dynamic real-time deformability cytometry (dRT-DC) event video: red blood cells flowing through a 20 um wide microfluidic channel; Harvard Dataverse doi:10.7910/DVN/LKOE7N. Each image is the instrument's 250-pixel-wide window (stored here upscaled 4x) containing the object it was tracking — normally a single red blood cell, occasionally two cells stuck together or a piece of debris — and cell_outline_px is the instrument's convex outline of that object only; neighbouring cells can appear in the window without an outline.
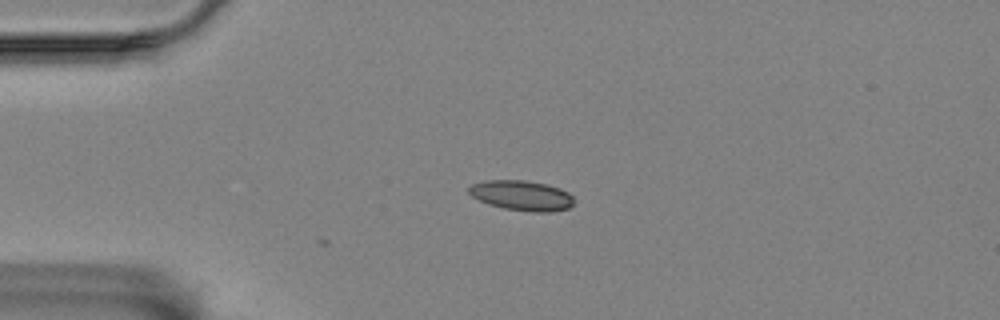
{"species": "Egyptian fruit bat (a non-hibernating species)", "species_latin": "Rousettus aegyptiacus", "temperature_condition": "room temperature", "stored_images_in_passage": 25, "camera_frame_rate_fps": 3000, "um_per_image_px": 0.085, "animal": {"sex": "female"}, "frame": {"image": 1, "passage_image": 1, "time_ms": 0.0, "image_size_px": [1000, 320], "cell_outline_px": [[572, 204], [568, 208], [548, 212], [532, 212], [504, 208], [488, 204], [472, 196], [468, 192], [468, 188], [472, 184], [484, 180], [524, 180], [548, 184], [560, 188], [568, 192], [572, 196]], "centroid_in_image_um": [44.33, 16.6], "position_along_channel_um": 40.7, "area_um2": 18.38}}
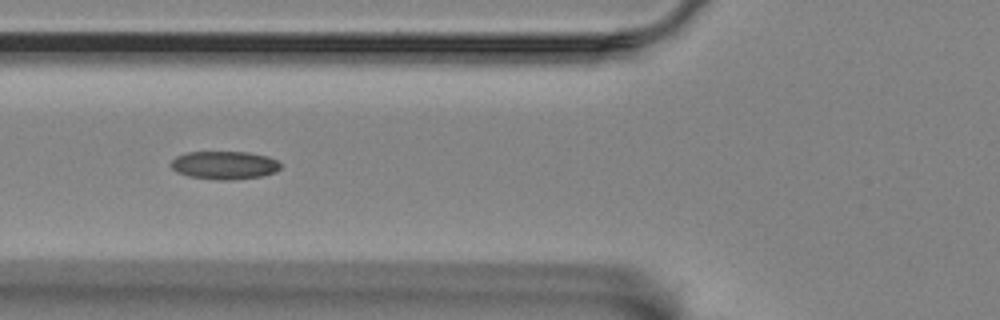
{"frame": {"image": 2, "passage_image": 9, "time_ms": 2.667, "image_size_px": [1000, 320], "cell_outline_px": [[280, 168], [276, 172], [260, 176], [232, 180], [220, 180], [188, 176], [176, 172], [168, 164], [176, 156], [184, 152], [248, 152], [268, 156], [276, 160], [280, 164]], "centroid_in_image_um": [19.04, 14.03], "position_along_channel_um": 106.8, "area_um2": 18.09}}
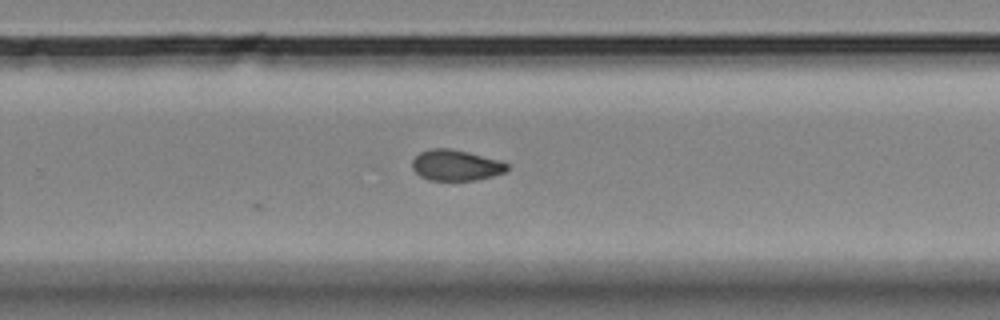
{"frame": {"image": 3, "passage_image": 25, "time_ms": 8.0, "image_size_px": [1000, 320], "cell_outline_px": [[508, 168], [504, 172], [492, 176], [476, 180], [428, 180], [420, 176], [412, 168], [412, 160], [420, 152], [432, 148], [448, 148], [468, 152], [500, 160], [508, 164]], "centroid_in_image_um": [38.73, 14.04], "position_along_channel_um": 291.1, "area_um2": 16.99}}